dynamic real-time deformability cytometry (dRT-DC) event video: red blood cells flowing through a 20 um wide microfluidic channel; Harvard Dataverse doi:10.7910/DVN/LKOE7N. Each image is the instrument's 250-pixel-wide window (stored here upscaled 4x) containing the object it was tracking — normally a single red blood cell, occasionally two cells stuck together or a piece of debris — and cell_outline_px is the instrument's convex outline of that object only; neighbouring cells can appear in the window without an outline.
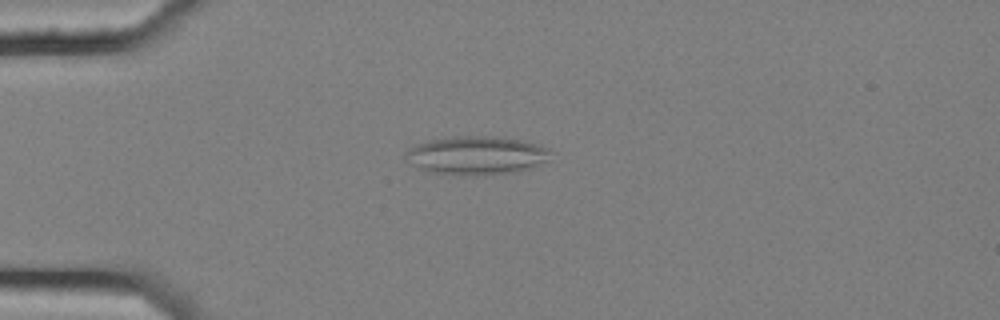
{"species": "common noctule bat (a hibernating species)", "species_latin": "Nyctalus noctula", "temperature_condition": "cold", "stored_images_in_passage": 10, "camera_frame_rate_fps": 3000, "um_per_image_px": 0.085, "animal": {"sex": "female", "body_mass_g": 25.1}, "frame": {"image": 1, "passage_image": 4, "time_ms": 1.0, "image_size_px": [1000, 320], "cell_outline_px": [[548, 152], [544, 160], [528, 168], [508, 172], [484, 176], [472, 176], [432, 172], [416, 168], [404, 160], [404, 152], [408, 148], [416, 144], [428, 140], [456, 136], [496, 136], [524, 140], [548, 148]], "centroid_in_image_um": [40.36, 13.2], "position_along_channel_um": 44.6, "area_um2": 32.43}}
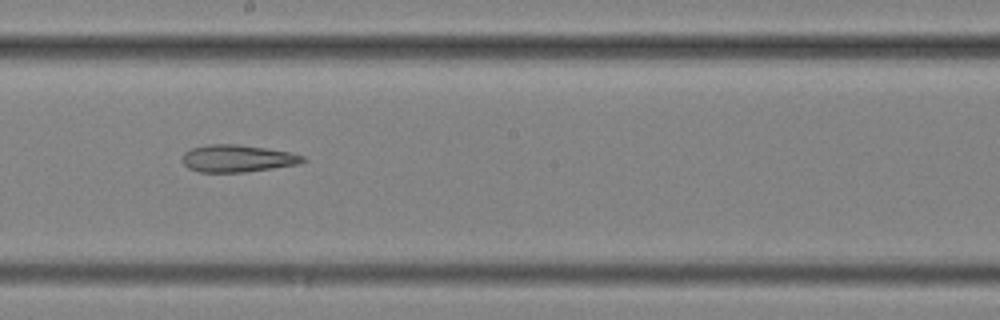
{"frame": {"image": 2, "passage_image": 9, "time_ms": 2.667, "image_size_px": [1000, 320], "cell_outline_px": [[308, 160], [300, 164], [244, 172], [200, 172], [188, 168], [184, 164], [184, 152], [192, 148], [208, 144], [236, 144], [292, 152], [304, 156]], "centroid_in_image_um": [20.23, 13.47], "position_along_channel_um": 228.0, "area_um2": 19.07}}
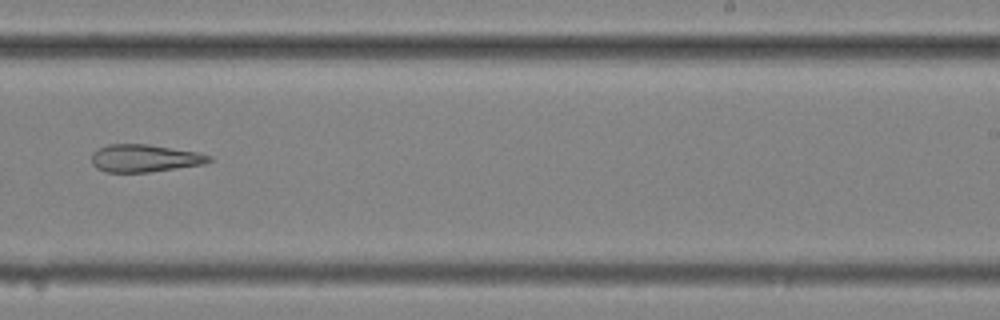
{"frame": {"image": 3, "passage_image": 10, "time_ms": 3.0, "image_size_px": [1000, 320], "cell_outline_px": [[212, 160], [204, 164], [148, 172], [104, 172], [96, 168], [92, 164], [92, 152], [108, 144], [148, 144], [200, 152], [212, 156]], "centroid_in_image_um": [12.3, 13.44], "position_along_channel_um": 276.7, "area_um2": 18.96}}